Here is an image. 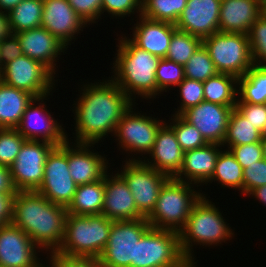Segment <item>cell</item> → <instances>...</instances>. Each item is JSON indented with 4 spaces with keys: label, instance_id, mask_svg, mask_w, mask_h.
Returning <instances> with one entry per match:
<instances>
[{
    "label": "cell",
    "instance_id": "5",
    "mask_svg": "<svg viewBox=\"0 0 266 267\" xmlns=\"http://www.w3.org/2000/svg\"><path fill=\"white\" fill-rule=\"evenodd\" d=\"M113 220L105 215L67 214L62 244L54 254L99 258L106 247Z\"/></svg>",
    "mask_w": 266,
    "mask_h": 267
},
{
    "label": "cell",
    "instance_id": "41",
    "mask_svg": "<svg viewBox=\"0 0 266 267\" xmlns=\"http://www.w3.org/2000/svg\"><path fill=\"white\" fill-rule=\"evenodd\" d=\"M179 87V88H178ZM179 89L180 102L177 111L173 115H181L187 109L198 105L204 101L203 82L184 78V80L177 86Z\"/></svg>",
    "mask_w": 266,
    "mask_h": 267
},
{
    "label": "cell",
    "instance_id": "53",
    "mask_svg": "<svg viewBox=\"0 0 266 267\" xmlns=\"http://www.w3.org/2000/svg\"><path fill=\"white\" fill-rule=\"evenodd\" d=\"M21 1L23 0H0V11L8 14Z\"/></svg>",
    "mask_w": 266,
    "mask_h": 267
},
{
    "label": "cell",
    "instance_id": "32",
    "mask_svg": "<svg viewBox=\"0 0 266 267\" xmlns=\"http://www.w3.org/2000/svg\"><path fill=\"white\" fill-rule=\"evenodd\" d=\"M43 0H23L9 13L11 34L42 26Z\"/></svg>",
    "mask_w": 266,
    "mask_h": 267
},
{
    "label": "cell",
    "instance_id": "11",
    "mask_svg": "<svg viewBox=\"0 0 266 267\" xmlns=\"http://www.w3.org/2000/svg\"><path fill=\"white\" fill-rule=\"evenodd\" d=\"M56 76L42 63L22 55L0 69V80L34 97L52 95ZM54 86V87H53ZM51 92V93H50Z\"/></svg>",
    "mask_w": 266,
    "mask_h": 267
},
{
    "label": "cell",
    "instance_id": "10",
    "mask_svg": "<svg viewBox=\"0 0 266 267\" xmlns=\"http://www.w3.org/2000/svg\"><path fill=\"white\" fill-rule=\"evenodd\" d=\"M146 218L113 221L99 261L102 267H130L135 262L136 242L150 228Z\"/></svg>",
    "mask_w": 266,
    "mask_h": 267
},
{
    "label": "cell",
    "instance_id": "55",
    "mask_svg": "<svg viewBox=\"0 0 266 267\" xmlns=\"http://www.w3.org/2000/svg\"><path fill=\"white\" fill-rule=\"evenodd\" d=\"M261 144H262L263 156L264 159L266 160V139H261Z\"/></svg>",
    "mask_w": 266,
    "mask_h": 267
},
{
    "label": "cell",
    "instance_id": "31",
    "mask_svg": "<svg viewBox=\"0 0 266 267\" xmlns=\"http://www.w3.org/2000/svg\"><path fill=\"white\" fill-rule=\"evenodd\" d=\"M216 182L220 184L221 188L237 189L240 194H243V168L237 162L234 155L229 149L221 150L216 160L214 174L211 179L205 184Z\"/></svg>",
    "mask_w": 266,
    "mask_h": 267
},
{
    "label": "cell",
    "instance_id": "1",
    "mask_svg": "<svg viewBox=\"0 0 266 267\" xmlns=\"http://www.w3.org/2000/svg\"><path fill=\"white\" fill-rule=\"evenodd\" d=\"M81 86L82 93L72 107L76 122L74 141L98 144L108 134L114 136L118 122L134 102L110 77Z\"/></svg>",
    "mask_w": 266,
    "mask_h": 267
},
{
    "label": "cell",
    "instance_id": "19",
    "mask_svg": "<svg viewBox=\"0 0 266 267\" xmlns=\"http://www.w3.org/2000/svg\"><path fill=\"white\" fill-rule=\"evenodd\" d=\"M222 0H187L175 26L193 36L204 39L219 32Z\"/></svg>",
    "mask_w": 266,
    "mask_h": 267
},
{
    "label": "cell",
    "instance_id": "34",
    "mask_svg": "<svg viewBox=\"0 0 266 267\" xmlns=\"http://www.w3.org/2000/svg\"><path fill=\"white\" fill-rule=\"evenodd\" d=\"M187 0H142L141 15L151 20L176 24Z\"/></svg>",
    "mask_w": 266,
    "mask_h": 267
},
{
    "label": "cell",
    "instance_id": "33",
    "mask_svg": "<svg viewBox=\"0 0 266 267\" xmlns=\"http://www.w3.org/2000/svg\"><path fill=\"white\" fill-rule=\"evenodd\" d=\"M261 133L254 128L236 108H233L227 125L226 135L222 147L251 144L261 142Z\"/></svg>",
    "mask_w": 266,
    "mask_h": 267
},
{
    "label": "cell",
    "instance_id": "8",
    "mask_svg": "<svg viewBox=\"0 0 266 267\" xmlns=\"http://www.w3.org/2000/svg\"><path fill=\"white\" fill-rule=\"evenodd\" d=\"M202 45L218 73L240 78L254 65L246 34L216 32L202 39Z\"/></svg>",
    "mask_w": 266,
    "mask_h": 267
},
{
    "label": "cell",
    "instance_id": "30",
    "mask_svg": "<svg viewBox=\"0 0 266 267\" xmlns=\"http://www.w3.org/2000/svg\"><path fill=\"white\" fill-rule=\"evenodd\" d=\"M237 103L266 104V66L253 65L238 78Z\"/></svg>",
    "mask_w": 266,
    "mask_h": 267
},
{
    "label": "cell",
    "instance_id": "3",
    "mask_svg": "<svg viewBox=\"0 0 266 267\" xmlns=\"http://www.w3.org/2000/svg\"><path fill=\"white\" fill-rule=\"evenodd\" d=\"M117 40L111 79L134 103L136 97L154 100L157 96L155 73L161 58L137 47L128 36Z\"/></svg>",
    "mask_w": 266,
    "mask_h": 267
},
{
    "label": "cell",
    "instance_id": "47",
    "mask_svg": "<svg viewBox=\"0 0 266 267\" xmlns=\"http://www.w3.org/2000/svg\"><path fill=\"white\" fill-rule=\"evenodd\" d=\"M256 130L262 132L266 124V104L236 103L235 107Z\"/></svg>",
    "mask_w": 266,
    "mask_h": 267
},
{
    "label": "cell",
    "instance_id": "26",
    "mask_svg": "<svg viewBox=\"0 0 266 267\" xmlns=\"http://www.w3.org/2000/svg\"><path fill=\"white\" fill-rule=\"evenodd\" d=\"M261 14L257 0H222L219 32L248 35L251 26Z\"/></svg>",
    "mask_w": 266,
    "mask_h": 267
},
{
    "label": "cell",
    "instance_id": "45",
    "mask_svg": "<svg viewBox=\"0 0 266 267\" xmlns=\"http://www.w3.org/2000/svg\"><path fill=\"white\" fill-rule=\"evenodd\" d=\"M77 15L87 25L97 23L101 18L102 0H67Z\"/></svg>",
    "mask_w": 266,
    "mask_h": 267
},
{
    "label": "cell",
    "instance_id": "36",
    "mask_svg": "<svg viewBox=\"0 0 266 267\" xmlns=\"http://www.w3.org/2000/svg\"><path fill=\"white\" fill-rule=\"evenodd\" d=\"M171 115V119L168 121H172L170 123L167 122V124L173 129L177 142L184 152L201 148L208 144L202 134L181 115Z\"/></svg>",
    "mask_w": 266,
    "mask_h": 267
},
{
    "label": "cell",
    "instance_id": "46",
    "mask_svg": "<svg viewBox=\"0 0 266 267\" xmlns=\"http://www.w3.org/2000/svg\"><path fill=\"white\" fill-rule=\"evenodd\" d=\"M50 255V256H49ZM45 267H102L99 258L67 257L51 253Z\"/></svg>",
    "mask_w": 266,
    "mask_h": 267
},
{
    "label": "cell",
    "instance_id": "15",
    "mask_svg": "<svg viewBox=\"0 0 266 267\" xmlns=\"http://www.w3.org/2000/svg\"><path fill=\"white\" fill-rule=\"evenodd\" d=\"M49 95L34 97L27 105L19 125L15 128L26 140L45 141L52 145L64 144L69 138L65 129L46 109ZM38 102V103H37ZM36 104V106H35ZM38 104V105H37Z\"/></svg>",
    "mask_w": 266,
    "mask_h": 267
},
{
    "label": "cell",
    "instance_id": "17",
    "mask_svg": "<svg viewBox=\"0 0 266 267\" xmlns=\"http://www.w3.org/2000/svg\"><path fill=\"white\" fill-rule=\"evenodd\" d=\"M235 107L219 105L204 100L184 111L181 116L192 124L208 143L222 145L230 113Z\"/></svg>",
    "mask_w": 266,
    "mask_h": 267
},
{
    "label": "cell",
    "instance_id": "42",
    "mask_svg": "<svg viewBox=\"0 0 266 267\" xmlns=\"http://www.w3.org/2000/svg\"><path fill=\"white\" fill-rule=\"evenodd\" d=\"M141 2L142 0H102L101 16L106 12L116 19L134 16L135 13L138 17L141 15Z\"/></svg>",
    "mask_w": 266,
    "mask_h": 267
},
{
    "label": "cell",
    "instance_id": "56",
    "mask_svg": "<svg viewBox=\"0 0 266 267\" xmlns=\"http://www.w3.org/2000/svg\"><path fill=\"white\" fill-rule=\"evenodd\" d=\"M261 138L262 139H266V124L264 125V128H263V130L261 132Z\"/></svg>",
    "mask_w": 266,
    "mask_h": 267
},
{
    "label": "cell",
    "instance_id": "28",
    "mask_svg": "<svg viewBox=\"0 0 266 267\" xmlns=\"http://www.w3.org/2000/svg\"><path fill=\"white\" fill-rule=\"evenodd\" d=\"M105 193V176L96 182L78 185L66 208L70 215H100Z\"/></svg>",
    "mask_w": 266,
    "mask_h": 267
},
{
    "label": "cell",
    "instance_id": "44",
    "mask_svg": "<svg viewBox=\"0 0 266 267\" xmlns=\"http://www.w3.org/2000/svg\"><path fill=\"white\" fill-rule=\"evenodd\" d=\"M228 149L243 169L264 158L261 142L230 146Z\"/></svg>",
    "mask_w": 266,
    "mask_h": 267
},
{
    "label": "cell",
    "instance_id": "6",
    "mask_svg": "<svg viewBox=\"0 0 266 267\" xmlns=\"http://www.w3.org/2000/svg\"><path fill=\"white\" fill-rule=\"evenodd\" d=\"M195 184L169 178L159 191L156 205L146 217L150 226L179 232L185 225L193 206L202 197ZM201 191V192H200Z\"/></svg>",
    "mask_w": 266,
    "mask_h": 267
},
{
    "label": "cell",
    "instance_id": "52",
    "mask_svg": "<svg viewBox=\"0 0 266 267\" xmlns=\"http://www.w3.org/2000/svg\"><path fill=\"white\" fill-rule=\"evenodd\" d=\"M250 195L253 197V198H256L255 200H259V203H263L262 205L266 206V185H263L261 187H258V188H254L253 190H251L247 196L250 197Z\"/></svg>",
    "mask_w": 266,
    "mask_h": 267
},
{
    "label": "cell",
    "instance_id": "49",
    "mask_svg": "<svg viewBox=\"0 0 266 267\" xmlns=\"http://www.w3.org/2000/svg\"><path fill=\"white\" fill-rule=\"evenodd\" d=\"M16 192H0V227L12 222L13 200Z\"/></svg>",
    "mask_w": 266,
    "mask_h": 267
},
{
    "label": "cell",
    "instance_id": "38",
    "mask_svg": "<svg viewBox=\"0 0 266 267\" xmlns=\"http://www.w3.org/2000/svg\"><path fill=\"white\" fill-rule=\"evenodd\" d=\"M157 95L178 86L185 78L184 66L167 58H161L156 69ZM173 86V87H171ZM163 92V93H162Z\"/></svg>",
    "mask_w": 266,
    "mask_h": 267
},
{
    "label": "cell",
    "instance_id": "51",
    "mask_svg": "<svg viewBox=\"0 0 266 267\" xmlns=\"http://www.w3.org/2000/svg\"><path fill=\"white\" fill-rule=\"evenodd\" d=\"M10 34L8 14L0 11V40Z\"/></svg>",
    "mask_w": 266,
    "mask_h": 267
},
{
    "label": "cell",
    "instance_id": "9",
    "mask_svg": "<svg viewBox=\"0 0 266 267\" xmlns=\"http://www.w3.org/2000/svg\"><path fill=\"white\" fill-rule=\"evenodd\" d=\"M135 104H132L123 114L114 134V137H116L114 140H117L119 149L122 148L132 155L133 153L134 155L139 154L138 158L133 155L128 160H142V158H145V155L153 148L158 130L165 123L164 120L147 116L146 113H144L145 115L140 112L136 113Z\"/></svg>",
    "mask_w": 266,
    "mask_h": 267
},
{
    "label": "cell",
    "instance_id": "7",
    "mask_svg": "<svg viewBox=\"0 0 266 267\" xmlns=\"http://www.w3.org/2000/svg\"><path fill=\"white\" fill-rule=\"evenodd\" d=\"M130 267H194L184 256L179 233L150 227L136 242Z\"/></svg>",
    "mask_w": 266,
    "mask_h": 267
},
{
    "label": "cell",
    "instance_id": "39",
    "mask_svg": "<svg viewBox=\"0 0 266 267\" xmlns=\"http://www.w3.org/2000/svg\"><path fill=\"white\" fill-rule=\"evenodd\" d=\"M254 65L266 66V14H261L248 33Z\"/></svg>",
    "mask_w": 266,
    "mask_h": 267
},
{
    "label": "cell",
    "instance_id": "20",
    "mask_svg": "<svg viewBox=\"0 0 266 267\" xmlns=\"http://www.w3.org/2000/svg\"><path fill=\"white\" fill-rule=\"evenodd\" d=\"M69 142L68 139V170L75 183L84 185L103 179L110 167L109 160L94 152L96 144L71 142L73 145H70Z\"/></svg>",
    "mask_w": 266,
    "mask_h": 267
},
{
    "label": "cell",
    "instance_id": "37",
    "mask_svg": "<svg viewBox=\"0 0 266 267\" xmlns=\"http://www.w3.org/2000/svg\"><path fill=\"white\" fill-rule=\"evenodd\" d=\"M217 73L218 71L203 45L199 47L184 65L185 78L192 80L204 82Z\"/></svg>",
    "mask_w": 266,
    "mask_h": 267
},
{
    "label": "cell",
    "instance_id": "4",
    "mask_svg": "<svg viewBox=\"0 0 266 267\" xmlns=\"http://www.w3.org/2000/svg\"><path fill=\"white\" fill-rule=\"evenodd\" d=\"M208 198L202 192V197L193 206L184 227L178 232L181 250L194 267L197 266L192 252L194 245L216 247L234 237L233 229L225 222L219 207Z\"/></svg>",
    "mask_w": 266,
    "mask_h": 267
},
{
    "label": "cell",
    "instance_id": "12",
    "mask_svg": "<svg viewBox=\"0 0 266 267\" xmlns=\"http://www.w3.org/2000/svg\"><path fill=\"white\" fill-rule=\"evenodd\" d=\"M117 173L128 184L137 209L147 217L154 209L159 191L169 177L146 165L142 160H126Z\"/></svg>",
    "mask_w": 266,
    "mask_h": 267
},
{
    "label": "cell",
    "instance_id": "21",
    "mask_svg": "<svg viewBox=\"0 0 266 267\" xmlns=\"http://www.w3.org/2000/svg\"><path fill=\"white\" fill-rule=\"evenodd\" d=\"M105 175V193L102 215L113 221L146 218L135 204L132 192L125 180L118 174Z\"/></svg>",
    "mask_w": 266,
    "mask_h": 267
},
{
    "label": "cell",
    "instance_id": "50",
    "mask_svg": "<svg viewBox=\"0 0 266 267\" xmlns=\"http://www.w3.org/2000/svg\"><path fill=\"white\" fill-rule=\"evenodd\" d=\"M0 192H17L13 186L10 167L0 165Z\"/></svg>",
    "mask_w": 266,
    "mask_h": 267
},
{
    "label": "cell",
    "instance_id": "25",
    "mask_svg": "<svg viewBox=\"0 0 266 267\" xmlns=\"http://www.w3.org/2000/svg\"><path fill=\"white\" fill-rule=\"evenodd\" d=\"M136 20L137 23H134V29L132 28V37L128 38L137 47L160 58H165L173 32L177 29L175 24L151 20L142 15Z\"/></svg>",
    "mask_w": 266,
    "mask_h": 267
},
{
    "label": "cell",
    "instance_id": "24",
    "mask_svg": "<svg viewBox=\"0 0 266 267\" xmlns=\"http://www.w3.org/2000/svg\"><path fill=\"white\" fill-rule=\"evenodd\" d=\"M221 147L217 143H208L204 147L184 152L182 166L174 179L197 186L206 184L214 174Z\"/></svg>",
    "mask_w": 266,
    "mask_h": 267
},
{
    "label": "cell",
    "instance_id": "48",
    "mask_svg": "<svg viewBox=\"0 0 266 267\" xmlns=\"http://www.w3.org/2000/svg\"><path fill=\"white\" fill-rule=\"evenodd\" d=\"M22 55H24L22 47L15 34H10L0 40V69Z\"/></svg>",
    "mask_w": 266,
    "mask_h": 267
},
{
    "label": "cell",
    "instance_id": "43",
    "mask_svg": "<svg viewBox=\"0 0 266 267\" xmlns=\"http://www.w3.org/2000/svg\"><path fill=\"white\" fill-rule=\"evenodd\" d=\"M266 185V160L263 158L243 169V196L254 188Z\"/></svg>",
    "mask_w": 266,
    "mask_h": 267
},
{
    "label": "cell",
    "instance_id": "23",
    "mask_svg": "<svg viewBox=\"0 0 266 267\" xmlns=\"http://www.w3.org/2000/svg\"><path fill=\"white\" fill-rule=\"evenodd\" d=\"M21 44L23 54L45 65L57 75L56 62L59 55L64 54L67 47L42 26L15 34Z\"/></svg>",
    "mask_w": 266,
    "mask_h": 267
},
{
    "label": "cell",
    "instance_id": "2",
    "mask_svg": "<svg viewBox=\"0 0 266 267\" xmlns=\"http://www.w3.org/2000/svg\"><path fill=\"white\" fill-rule=\"evenodd\" d=\"M67 209L37 191L16 192L12 224L23 230L43 253H55L65 233ZM49 251V252H48Z\"/></svg>",
    "mask_w": 266,
    "mask_h": 267
},
{
    "label": "cell",
    "instance_id": "29",
    "mask_svg": "<svg viewBox=\"0 0 266 267\" xmlns=\"http://www.w3.org/2000/svg\"><path fill=\"white\" fill-rule=\"evenodd\" d=\"M203 89L205 101L224 106H236L238 100L237 77L217 73L203 82Z\"/></svg>",
    "mask_w": 266,
    "mask_h": 267
},
{
    "label": "cell",
    "instance_id": "35",
    "mask_svg": "<svg viewBox=\"0 0 266 267\" xmlns=\"http://www.w3.org/2000/svg\"><path fill=\"white\" fill-rule=\"evenodd\" d=\"M201 45V38L176 29L165 58L184 66Z\"/></svg>",
    "mask_w": 266,
    "mask_h": 267
},
{
    "label": "cell",
    "instance_id": "22",
    "mask_svg": "<svg viewBox=\"0 0 266 267\" xmlns=\"http://www.w3.org/2000/svg\"><path fill=\"white\" fill-rule=\"evenodd\" d=\"M148 154V158L146 156L142 159L146 165L169 178H174L179 173L184 151L177 142L173 129L166 122L158 130L153 148Z\"/></svg>",
    "mask_w": 266,
    "mask_h": 267
},
{
    "label": "cell",
    "instance_id": "27",
    "mask_svg": "<svg viewBox=\"0 0 266 267\" xmlns=\"http://www.w3.org/2000/svg\"><path fill=\"white\" fill-rule=\"evenodd\" d=\"M34 96L0 80V129H15Z\"/></svg>",
    "mask_w": 266,
    "mask_h": 267
},
{
    "label": "cell",
    "instance_id": "40",
    "mask_svg": "<svg viewBox=\"0 0 266 267\" xmlns=\"http://www.w3.org/2000/svg\"><path fill=\"white\" fill-rule=\"evenodd\" d=\"M25 140L16 129H0V165L10 167Z\"/></svg>",
    "mask_w": 266,
    "mask_h": 267
},
{
    "label": "cell",
    "instance_id": "13",
    "mask_svg": "<svg viewBox=\"0 0 266 267\" xmlns=\"http://www.w3.org/2000/svg\"><path fill=\"white\" fill-rule=\"evenodd\" d=\"M77 184L68 170V140L55 146L44 165L43 182L38 193L50 202L67 208L71 203Z\"/></svg>",
    "mask_w": 266,
    "mask_h": 267
},
{
    "label": "cell",
    "instance_id": "18",
    "mask_svg": "<svg viewBox=\"0 0 266 267\" xmlns=\"http://www.w3.org/2000/svg\"><path fill=\"white\" fill-rule=\"evenodd\" d=\"M87 26L67 0H43L42 27L67 48Z\"/></svg>",
    "mask_w": 266,
    "mask_h": 267
},
{
    "label": "cell",
    "instance_id": "14",
    "mask_svg": "<svg viewBox=\"0 0 266 267\" xmlns=\"http://www.w3.org/2000/svg\"><path fill=\"white\" fill-rule=\"evenodd\" d=\"M54 147L45 141L25 140L10 166L12 183L17 192L39 189L43 182L46 159Z\"/></svg>",
    "mask_w": 266,
    "mask_h": 267
},
{
    "label": "cell",
    "instance_id": "16",
    "mask_svg": "<svg viewBox=\"0 0 266 267\" xmlns=\"http://www.w3.org/2000/svg\"><path fill=\"white\" fill-rule=\"evenodd\" d=\"M40 248L16 225L0 227V267H45ZM41 261V262H40Z\"/></svg>",
    "mask_w": 266,
    "mask_h": 267
},
{
    "label": "cell",
    "instance_id": "54",
    "mask_svg": "<svg viewBox=\"0 0 266 267\" xmlns=\"http://www.w3.org/2000/svg\"><path fill=\"white\" fill-rule=\"evenodd\" d=\"M262 14H266V0H257Z\"/></svg>",
    "mask_w": 266,
    "mask_h": 267
}]
</instances>
